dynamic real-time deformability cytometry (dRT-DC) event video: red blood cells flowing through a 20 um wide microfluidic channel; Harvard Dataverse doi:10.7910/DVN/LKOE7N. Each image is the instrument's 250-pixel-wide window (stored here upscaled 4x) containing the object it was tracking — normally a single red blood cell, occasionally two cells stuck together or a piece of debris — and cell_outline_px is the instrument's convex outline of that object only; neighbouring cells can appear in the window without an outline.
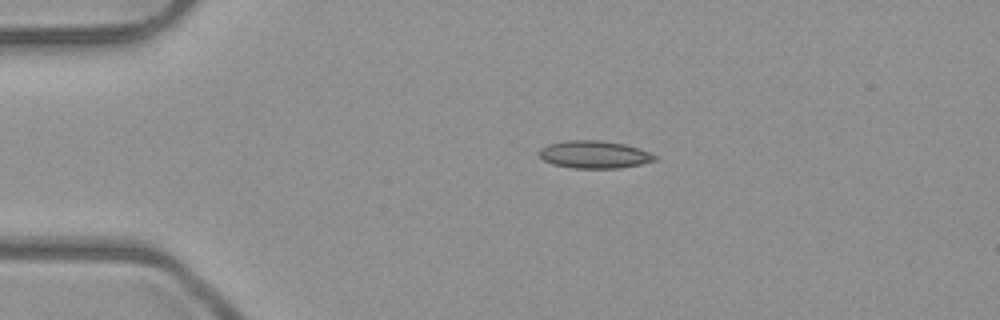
{"species": "common noctule bat (a hibernating species)", "species_latin": "Nyctalus noctula", "temperature_condition": "room temperature", "stored_images_in_passage": 2, "camera_frame_rate_fps": 3000, "um_per_image_px": 0.085, "animal": {"sex": "male", "body_mass_g": 23.1, "forearm_length_mm": 52.7}, "frame": {"image": 1, "passage_image": 1, "time_ms": 0.0, "image_size_px": [1000, 320], "cell_outline_px": [[656, 160], [640, 164], [620, 168], [572, 168], [552, 164], [544, 160], [536, 152], [540, 148], [548, 144], [564, 140], [600, 140], [624, 144], [640, 148], [656, 156]], "centroid_in_image_um": [50.47, 13.13], "position_along_channel_um": 34.5, "area_um2": 18.67}}